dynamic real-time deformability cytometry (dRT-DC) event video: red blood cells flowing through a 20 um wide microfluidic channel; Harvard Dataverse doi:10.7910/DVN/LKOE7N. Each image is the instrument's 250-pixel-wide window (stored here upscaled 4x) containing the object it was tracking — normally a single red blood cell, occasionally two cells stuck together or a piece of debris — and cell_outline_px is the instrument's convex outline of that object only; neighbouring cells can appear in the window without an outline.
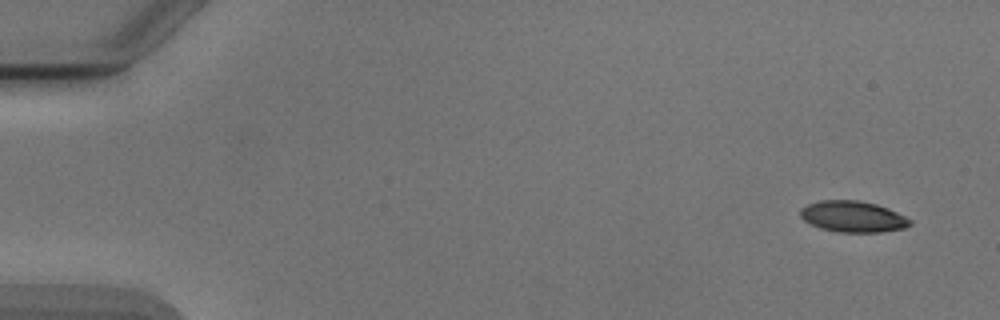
{"species": "Egyptian fruit bat (a non-hibernating species)", "species_latin": "Rousettus aegyptiacus", "temperature_condition": "cold", "stored_images_in_passage": 2, "camera_frame_rate_fps": 3000, "um_per_image_px": 0.085, "animal": {"sex": "male"}, "frame": {"image": 1, "passage_image": 2, "time_ms": 1.333, "image_size_px": [1000, 320], "cell_outline_px": [[912, 224], [904, 228], [880, 232], [840, 232], [820, 228], [804, 220], [800, 216], [800, 208], [808, 204], [820, 200], [860, 200], [876, 204], [888, 208], [912, 220]], "centroid_in_image_um": [72.49, 18.4], "position_along_channel_um": 12.5, "area_um2": 19.88}}